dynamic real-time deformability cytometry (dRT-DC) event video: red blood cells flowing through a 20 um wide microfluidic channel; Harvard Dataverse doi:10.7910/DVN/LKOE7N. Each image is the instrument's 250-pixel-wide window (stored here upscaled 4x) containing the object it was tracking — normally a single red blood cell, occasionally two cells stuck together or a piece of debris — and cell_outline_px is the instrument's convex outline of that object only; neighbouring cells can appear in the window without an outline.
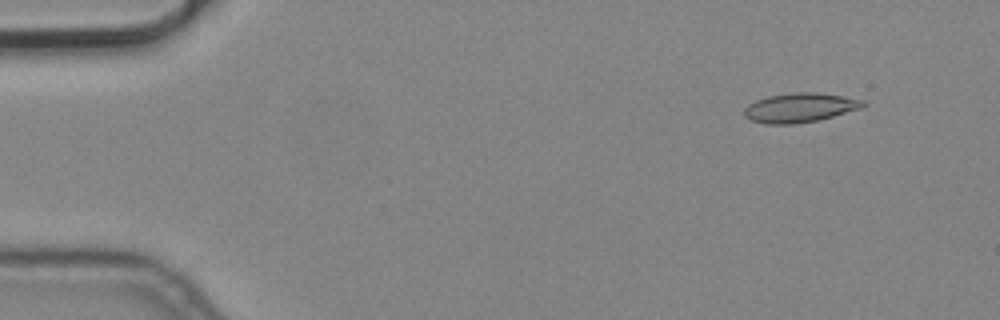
{"species": "common noctule bat (a hibernating species)", "species_latin": "Nyctalus noctula", "temperature_condition": "cold", "stored_images_in_passage": 4, "camera_frame_rate_fps": 3000, "um_per_image_px": 0.085, "animal": {"sex": "male", "body_mass_g": 19.2, "forearm_length_mm": 51.8}, "frame": {"image": 1, "passage_image": 2, "time_ms": 0.333, "image_size_px": [1000, 320], "cell_outline_px": [[868, 104], [860, 108], [820, 120], [796, 124], [764, 124], [752, 120], [744, 116], [744, 108], [748, 104], [756, 100], [768, 96], [792, 92], [816, 92], [864, 100]], "centroid_in_image_um": [67.97, 9.15], "position_along_channel_um": 17.0, "area_um2": 20.35}}